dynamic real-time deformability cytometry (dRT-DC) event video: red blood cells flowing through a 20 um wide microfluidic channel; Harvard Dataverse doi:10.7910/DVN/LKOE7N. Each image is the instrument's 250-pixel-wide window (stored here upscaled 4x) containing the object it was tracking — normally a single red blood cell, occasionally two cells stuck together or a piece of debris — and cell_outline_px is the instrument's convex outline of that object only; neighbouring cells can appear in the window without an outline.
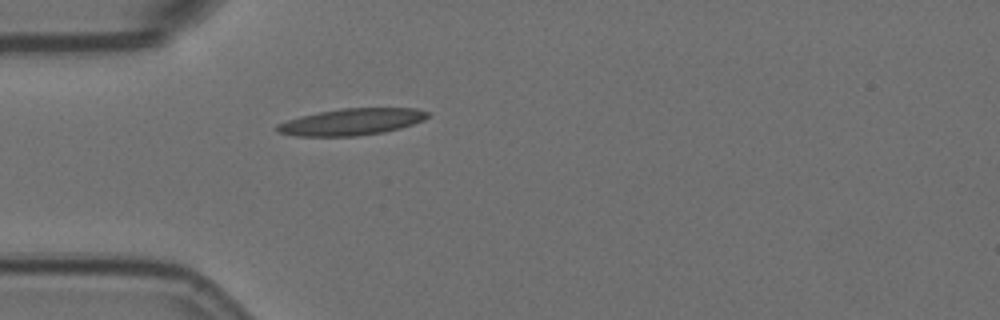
{"species": "Egyptian fruit bat (a non-hibernating species)", "species_latin": "Rousettus aegyptiacus", "temperature_condition": "room temperature", "stored_images_in_passage": 5, "camera_frame_rate_fps": 3000, "um_per_image_px": 0.085, "animal": {"sex": "female"}, "frame": {"image": 1, "passage_image": 5, "time_ms": 1.333, "image_size_px": [1000, 320], "cell_outline_px": [[428, 116], [424, 120], [400, 128], [384, 132], [356, 136], [296, 136], [276, 132], [276, 124], [300, 116], [320, 112], [344, 108], [416, 108], [428, 112]], "centroid_in_image_um": [29.87, 10.36], "position_along_channel_um": 55.1, "area_um2": 23.29}}